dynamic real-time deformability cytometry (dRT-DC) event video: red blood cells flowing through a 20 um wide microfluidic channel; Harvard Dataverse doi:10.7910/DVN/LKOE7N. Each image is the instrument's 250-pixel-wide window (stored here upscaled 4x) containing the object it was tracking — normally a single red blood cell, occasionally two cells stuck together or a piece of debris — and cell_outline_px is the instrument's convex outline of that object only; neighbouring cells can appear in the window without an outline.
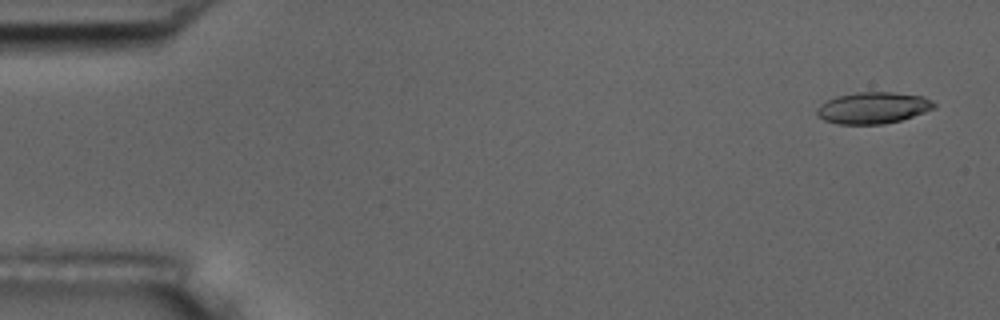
{"species": "common noctule bat (a hibernating species)", "species_latin": "Nyctalus noctula", "temperature_condition": "room temperature", "stored_images_in_passage": 4, "camera_frame_rate_fps": 3000, "um_per_image_px": 0.085, "animal": {"sex": "male", "body_mass_g": 17.5, "forearm_length_mm": 52.3}, "frame": {"image": 1, "passage_image": 1, "time_ms": 0.0, "image_size_px": [1000, 320], "cell_outline_px": [[936, 108], [900, 120], [884, 124], [836, 124], [824, 120], [816, 116], [816, 108], [820, 104], [836, 96], [856, 92], [892, 92], [924, 96], [932, 100], [936, 104]], "centroid_in_image_um": [74.19, 9.16], "position_along_channel_um": 10.8, "area_um2": 21.68}}
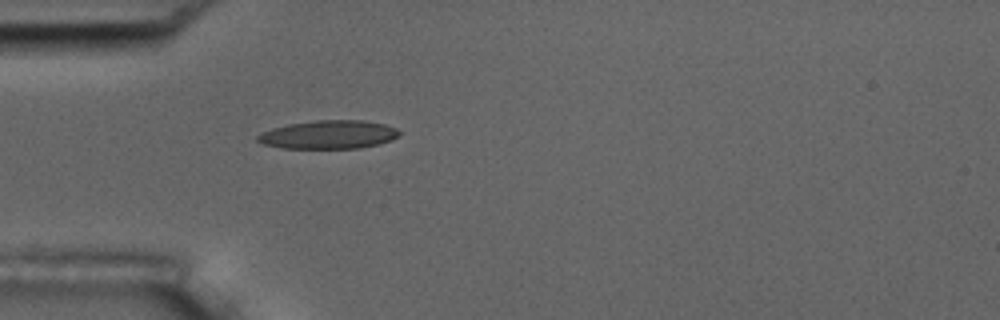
{"frame": {"image": 2, "passage_image": 4, "time_ms": 4.667, "image_size_px": [1000, 320], "cell_outline_px": [[400, 136], [392, 140], [380, 144], [360, 148], [284, 148], [264, 144], [256, 140], [256, 136], [272, 128], [288, 124], [316, 120], [364, 120], [384, 124], [396, 128], [400, 132]], "centroid_in_image_um": [27.98, 11.44], "position_along_channel_um": 57.0, "area_um2": 23.52}}